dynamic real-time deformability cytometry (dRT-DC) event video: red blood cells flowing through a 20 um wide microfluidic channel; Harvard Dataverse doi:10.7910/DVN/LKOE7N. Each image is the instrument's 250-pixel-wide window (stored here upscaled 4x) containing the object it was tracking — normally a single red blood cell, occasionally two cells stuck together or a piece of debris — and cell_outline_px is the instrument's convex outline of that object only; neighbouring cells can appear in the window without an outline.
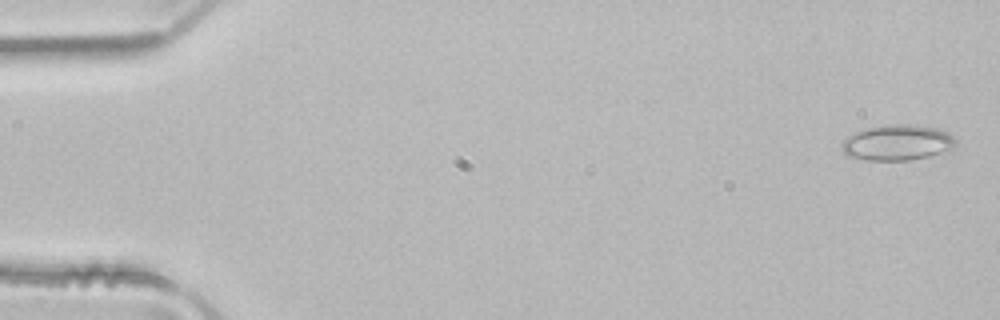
{"species": "common noctule bat (a hibernating species)", "species_latin": "Nyctalus noctula", "temperature_condition": "room temperature", "stored_images_in_passage": 51, "camera_frame_rate_fps": 3000, "um_per_image_px": 0.085, "animal": {"sex": "male", "body_mass_g": 21.5, "forearm_length_mm": 52.0}, "frame": {"image": 1, "passage_image": 2, "time_ms": 0.333, "image_size_px": [1000, 320], "cell_outline_px": [[956, 144], [952, 148], [928, 156], [908, 160], [864, 160], [848, 156], [840, 148], [840, 144], [848, 136], [856, 132], [868, 128], [888, 124], [908, 124], [936, 128], [948, 132], [956, 140]], "centroid_in_image_um": [76.24, 12.12], "position_along_channel_um": 8.8, "area_um2": 23.47}}
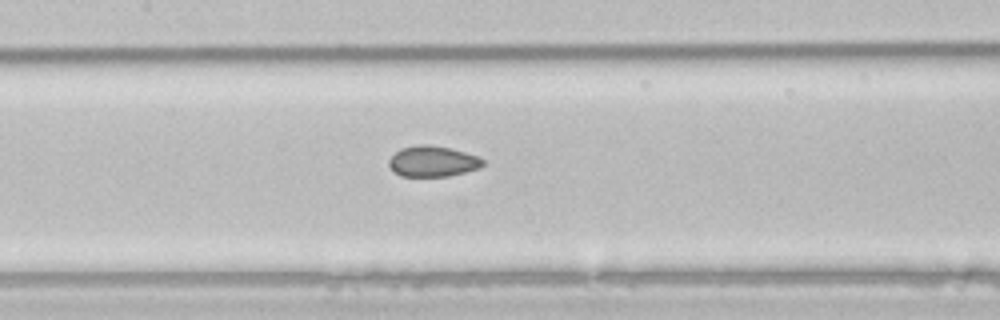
{"frame": {"image": 2, "passage_image": 24, "time_ms": 7.667, "image_size_px": [1000, 320], "cell_outline_px": [[484, 164], [480, 168], [448, 176], [400, 176], [392, 172], [388, 164], [388, 160], [400, 148], [416, 144], [428, 144], [452, 148], [480, 156], [484, 160]], "centroid_in_image_um": [36.77, 13.7], "position_along_channel_um": 170.6, "area_um2": 17.17}}
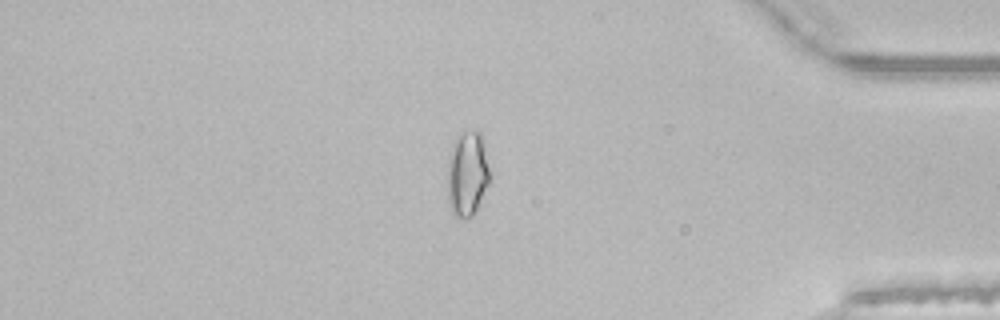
{"frame": {"image": 3, "passage_image": 43, "time_ms": 14.0, "image_size_px": [1000, 320], "cell_outline_px": [[492, 180], [472, 216], [464, 220], [460, 220], [452, 212], [448, 200], [448, 156], [452, 140], [456, 136], [464, 132], [480, 132], [492, 176]], "centroid_in_image_um": [39.73, 14.79], "position_along_channel_um": 395.5, "area_um2": 21.39}, "authors_computed_cell_mechanics": {"area_um2": 19.2474, "velocity_mm_per_s": 4.0526, "shape_relaxation_time_tau1_ms": null, "shape_relaxation_time_tau2_ms": 1.5027, "deformation_change_tau1": null, "deformation_change_tau2": 0.0632}}